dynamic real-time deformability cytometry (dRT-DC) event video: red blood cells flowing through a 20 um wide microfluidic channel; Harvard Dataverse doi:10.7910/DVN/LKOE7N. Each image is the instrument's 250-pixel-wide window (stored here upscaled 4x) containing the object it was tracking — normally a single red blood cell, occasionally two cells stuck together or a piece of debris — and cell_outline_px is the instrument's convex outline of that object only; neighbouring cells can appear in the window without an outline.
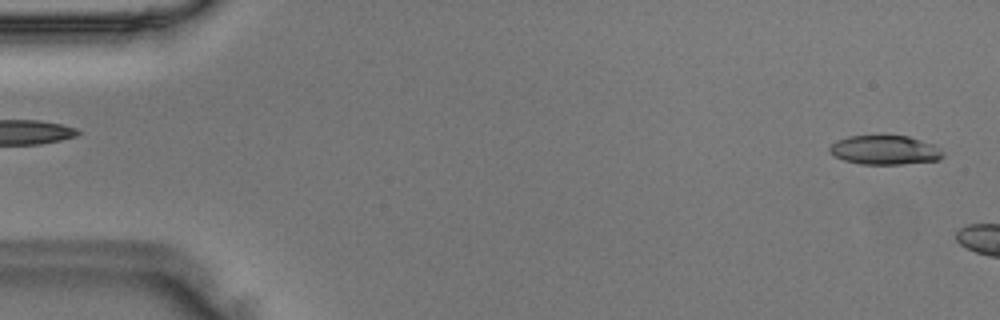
{"species": "Egyptian fruit bat (a non-hibernating species)", "species_latin": "Rousettus aegyptiacus", "temperature_condition": "room temperature", "stored_images_in_passage": 5, "camera_frame_rate_fps": 3000, "um_per_image_px": 0.085, "animal": {"sex": "male"}, "frame": {"image": 1, "passage_image": 1, "time_ms": 0.0, "image_size_px": [1000, 320], "cell_outline_px": [[944, 156], [940, 160], [904, 164], [860, 164], [844, 160], [832, 156], [828, 152], [828, 148], [836, 140], [848, 136], [884, 132], [908, 136], [932, 144], [940, 148], [944, 152]], "centroid_in_image_um": [75.18, 12.71], "position_along_channel_um": 9.8, "area_um2": 20.29}}